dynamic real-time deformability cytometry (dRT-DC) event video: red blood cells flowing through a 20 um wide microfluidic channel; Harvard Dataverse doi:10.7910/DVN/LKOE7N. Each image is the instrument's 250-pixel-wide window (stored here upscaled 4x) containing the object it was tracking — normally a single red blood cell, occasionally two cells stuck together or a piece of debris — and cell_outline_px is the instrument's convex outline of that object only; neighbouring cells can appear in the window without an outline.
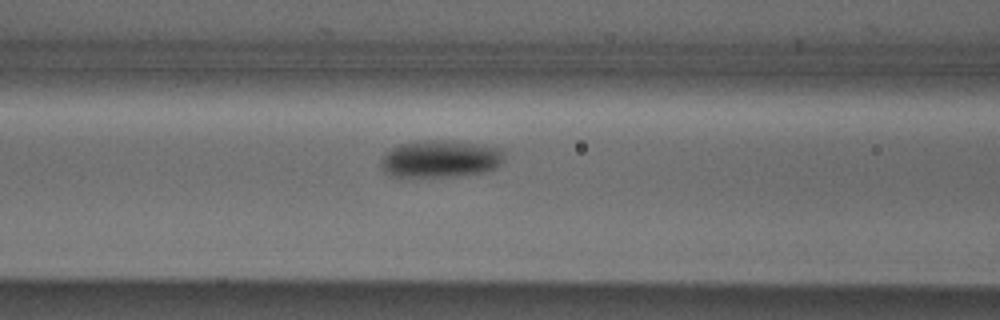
{"species": "Egyptian fruit bat (a non-hibernating species)", "species_latin": "Rousettus aegyptiacus", "temperature_condition": "cold", "stored_images_in_passage": 7, "segment_of_instrument_passage": [1, 2], "camera_frame_rate_fps": 3000, "um_per_image_px": 0.085, "animal": {"sex": "male"}, "frame": {"image": 1, "passage_image": 6, "time_ms": 6.667, "image_size_px": [1000, 320], "cell_outline_px": [[504, 160], [496, 168], [484, 172], [456, 176], [392, 176], [384, 172], [380, 164], [380, 160], [392, 148], [400, 144], [424, 140], [452, 140], [504, 148]], "centroid_in_image_um": [37.48, 13.49], "position_along_channel_um": 129.1, "area_um2": 26.88}}